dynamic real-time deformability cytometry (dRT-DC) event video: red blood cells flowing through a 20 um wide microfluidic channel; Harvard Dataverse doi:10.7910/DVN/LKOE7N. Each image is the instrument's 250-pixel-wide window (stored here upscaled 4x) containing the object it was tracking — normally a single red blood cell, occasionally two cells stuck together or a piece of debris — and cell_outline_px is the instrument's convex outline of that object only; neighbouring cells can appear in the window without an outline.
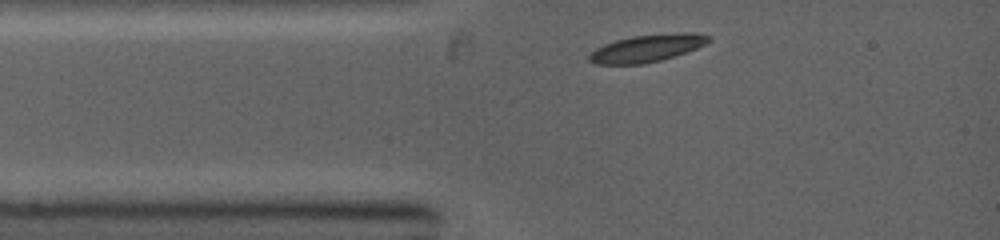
{"species": "common noctule bat (a hibernating species)", "species_latin": "Nyctalus noctula", "temperature_condition": "warm", "stored_images_in_passage": 2, "camera_frame_rate_fps": 5000, "um_per_image_px": 0.085, "animal": {"sex": "female", "body_mass_g": 19.0, "forearm_length_mm": 53.3}, "frame": {"image": 1, "passage_image": 1, "time_ms": 0.0, "image_size_px": [1000, 240], "cell_outline_px": [[712, 40], [696, 48], [660, 60], [644, 64], [596, 64], [588, 60], [588, 56], [596, 48], [604, 44], [616, 40], [632, 36], [676, 32], [696, 32], [712, 36]], "centroid_in_image_um": [55.02, 4.08], "position_along_channel_um": 30.0, "area_um2": 19.02}}